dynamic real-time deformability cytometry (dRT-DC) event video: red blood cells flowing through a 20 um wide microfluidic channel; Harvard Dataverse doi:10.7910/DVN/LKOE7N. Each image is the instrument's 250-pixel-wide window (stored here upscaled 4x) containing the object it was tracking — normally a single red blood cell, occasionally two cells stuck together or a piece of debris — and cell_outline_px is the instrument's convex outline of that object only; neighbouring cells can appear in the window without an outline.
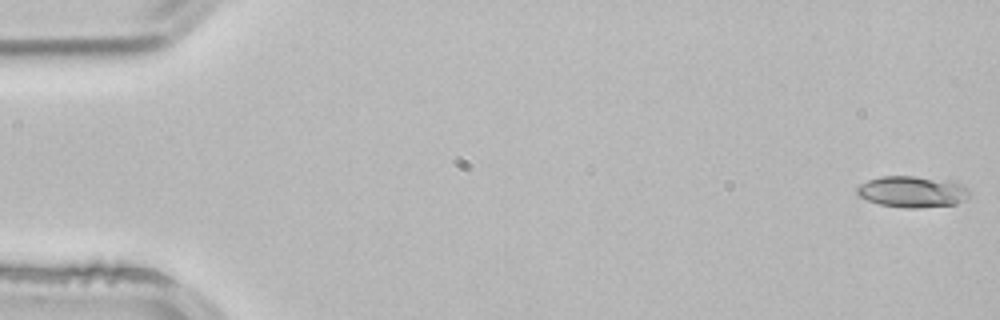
{"species": "common noctule bat (a hibernating species)", "species_latin": "Nyctalus noctula", "temperature_condition": "room temperature", "stored_images_in_passage": 52, "camera_frame_rate_fps": 3000, "um_per_image_px": 0.085, "animal": {"sex": "male", "body_mass_g": 21.5, "forearm_length_mm": 52.0}, "frame": {"image": 1, "passage_image": 1, "time_ms": 0.0, "image_size_px": [1000, 320], "cell_outline_px": [[968, 196], [956, 204], [920, 208], [908, 208], [880, 204], [868, 200], [860, 196], [856, 192], [856, 188], [860, 184], [868, 180], [880, 176], [912, 176], [952, 180], [964, 184], [968, 188]], "centroid_in_image_um": [77.57, 16.28], "position_along_channel_um": 7.4, "area_um2": 20.58}}
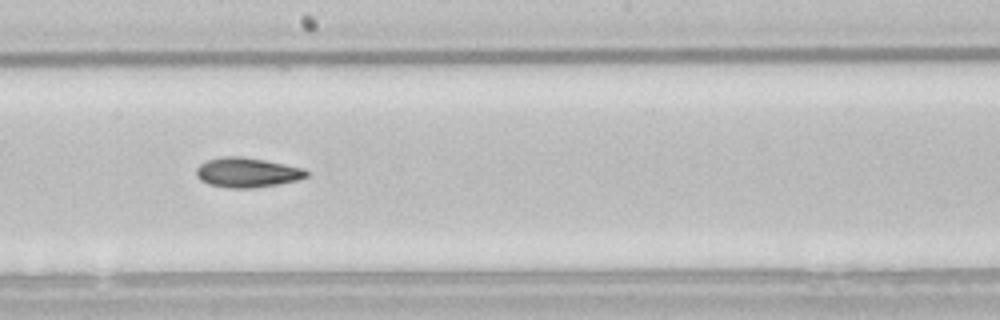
{"frame": {"image": 2, "passage_image": 29, "time_ms": 9.333, "image_size_px": [1000, 320], "cell_outline_px": [[308, 176], [296, 180], [280, 184], [252, 188], [228, 188], [208, 184], [200, 180], [196, 176], [196, 168], [204, 160], [220, 156], [240, 156], [264, 160], [304, 168], [308, 172]], "centroid_in_image_um": [20.96, 14.66], "position_along_channel_um": 227.2, "area_um2": 19.25}}
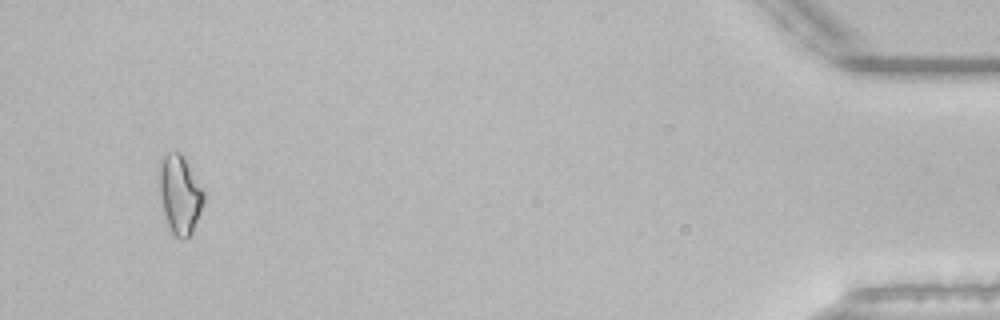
{"frame": {"image": 3, "passage_image": 50, "time_ms": 16.333, "image_size_px": [1000, 320], "cell_outline_px": [[204, 200], [200, 212], [192, 232], [184, 240], [180, 240], [168, 228], [160, 200], [160, 168], [164, 156], [168, 152], [180, 152], [184, 156], [204, 192]], "centroid_in_image_um": [15.29, 16.56], "position_along_channel_um": 419.9, "area_um2": 20.11}, "authors_computed_cell_mechanics": {"area_um2": 18.785, "velocity_mm_per_s": 3.8931, "shape_relaxation_time_tau1_ms": 7.8685, "shape_relaxation_time_tau2_ms": null, "deformation_change_tau1": 0.1805, "deformation_change_tau2": null}}